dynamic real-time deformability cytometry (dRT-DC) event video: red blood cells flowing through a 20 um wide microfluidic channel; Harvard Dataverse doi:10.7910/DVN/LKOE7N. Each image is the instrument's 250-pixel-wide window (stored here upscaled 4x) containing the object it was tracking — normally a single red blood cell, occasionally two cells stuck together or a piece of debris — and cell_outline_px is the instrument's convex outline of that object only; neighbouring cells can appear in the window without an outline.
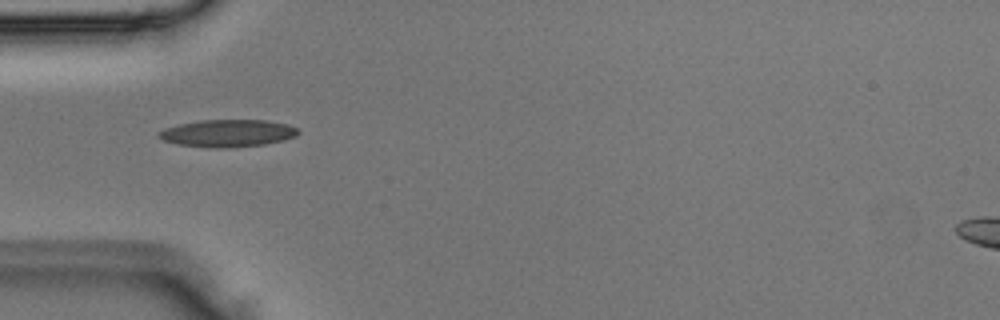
{"species": "Egyptian fruit bat (a non-hibernating species)", "species_latin": "Rousettus aegyptiacus", "temperature_condition": "room temperature", "stored_images_in_passage": 5, "camera_frame_rate_fps": 3000, "um_per_image_px": 0.085, "animal": {"sex": "male"}, "frame": {"image": 1, "passage_image": 4, "time_ms": 1.0, "image_size_px": [1000, 320], "cell_outline_px": [[300, 132], [296, 136], [284, 140], [264, 144], [228, 148], [212, 148], [176, 144], [164, 140], [156, 136], [156, 132], [164, 128], [180, 124], [200, 120], [264, 120], [288, 124], [296, 128]], "centroid_in_image_um": [19.32, 11.33], "position_along_channel_um": 65.7, "area_um2": 22.31}}